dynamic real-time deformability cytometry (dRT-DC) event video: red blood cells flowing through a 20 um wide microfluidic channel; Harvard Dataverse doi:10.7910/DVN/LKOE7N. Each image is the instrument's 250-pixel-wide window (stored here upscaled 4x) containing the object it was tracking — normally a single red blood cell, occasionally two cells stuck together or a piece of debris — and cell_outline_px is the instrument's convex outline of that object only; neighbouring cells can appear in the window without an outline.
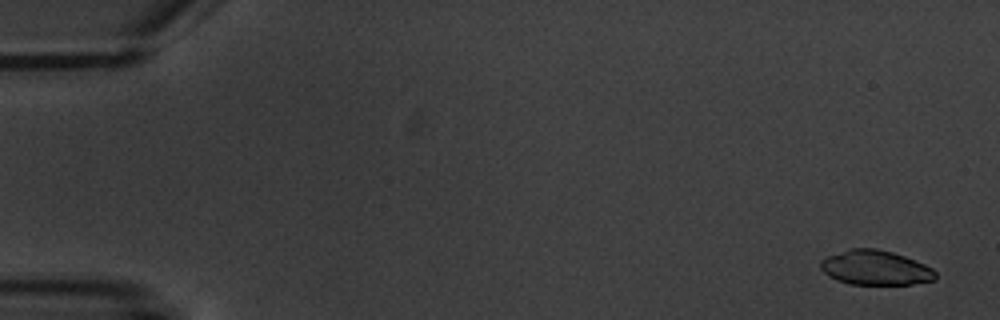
{"species": "common noctule bat (a hibernating species)", "species_latin": "Nyctalus noctula", "temperature_condition": "warm", "stored_images_in_passage": 5, "camera_frame_rate_fps": 3000, "um_per_image_px": 0.085, "animal": {"sex": "male", "body_mass_g": 20.1, "forearm_length_mm": 53.5}, "frame": {"image": 1, "passage_image": 1, "time_ms": 0.0, "image_size_px": [1000, 320], "cell_outline_px": [[936, 280], [912, 284], [852, 284], [836, 280], [828, 276], [820, 268], [820, 260], [828, 256], [848, 248], [876, 248], [892, 252], [916, 260], [932, 268], [936, 272]], "centroid_in_image_um": [74.41, 22.75], "position_along_channel_um": 10.6, "area_um2": 23.29}}
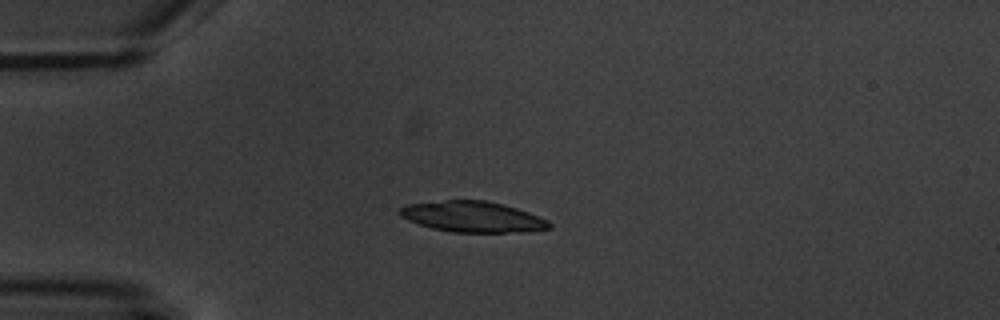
{"frame": {"image": 2, "passage_image": 4, "time_ms": 4.333, "image_size_px": [1000, 320], "cell_outline_px": [[552, 228], [528, 232], [452, 232], [432, 228], [408, 220], [400, 216], [396, 212], [404, 204], [444, 200], [484, 200], [504, 204], [528, 212], [548, 220], [552, 224]], "centroid_in_image_um": [40.17, 18.42], "position_along_channel_um": 44.8, "area_um2": 27.05}}